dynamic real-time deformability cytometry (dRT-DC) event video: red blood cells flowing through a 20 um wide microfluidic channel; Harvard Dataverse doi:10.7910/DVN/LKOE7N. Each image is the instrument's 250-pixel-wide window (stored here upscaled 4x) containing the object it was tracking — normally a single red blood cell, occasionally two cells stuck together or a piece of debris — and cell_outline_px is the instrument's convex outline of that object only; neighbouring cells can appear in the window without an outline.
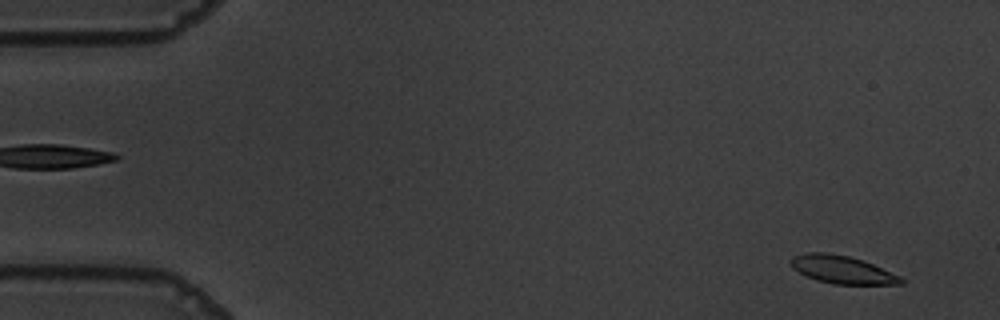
{"species": "common noctule bat (a hibernating species)", "species_latin": "Nyctalus noctula", "temperature_condition": "warm", "stored_images_in_passage": 56, "camera_frame_rate_fps": 3000, "um_per_image_px": 0.085, "animal": {"sex": "male", "body_mass_g": 19.5, "forearm_length_mm": 54.6}, "frame": {"image": 1, "passage_image": 3, "time_ms": 0.667, "image_size_px": [1000, 320], "cell_outline_px": [[904, 284], [832, 284], [816, 280], [792, 268], [792, 256], [808, 252], [828, 252], [848, 256], [864, 260], [900, 276], [904, 280]], "centroid_in_image_um": [71.6, 22.91], "position_along_channel_um": 13.4, "area_um2": 17.8}}
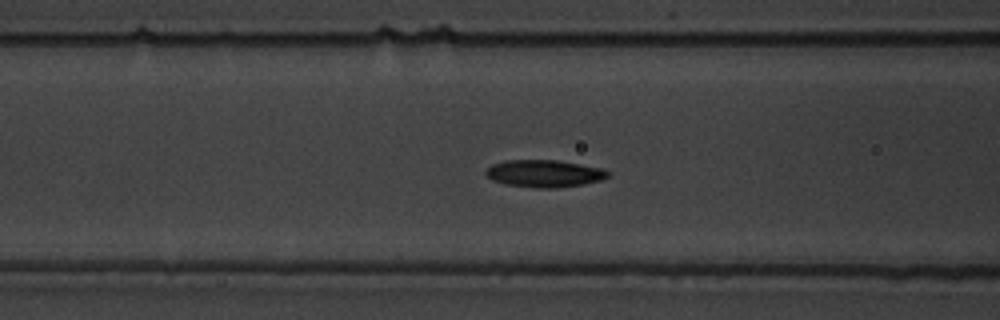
{"frame": {"image": 2, "passage_image": 22, "time_ms": 7.0, "image_size_px": [1000, 320], "cell_outline_px": [[608, 176], [600, 180], [584, 184], [556, 188], [536, 188], [504, 184], [492, 180], [484, 172], [492, 164], [504, 160], [556, 160], [580, 164], [600, 168], [608, 172]], "centroid_in_image_um": [46.22, 14.75], "position_along_channel_um": 120.4, "area_um2": 19.31}}
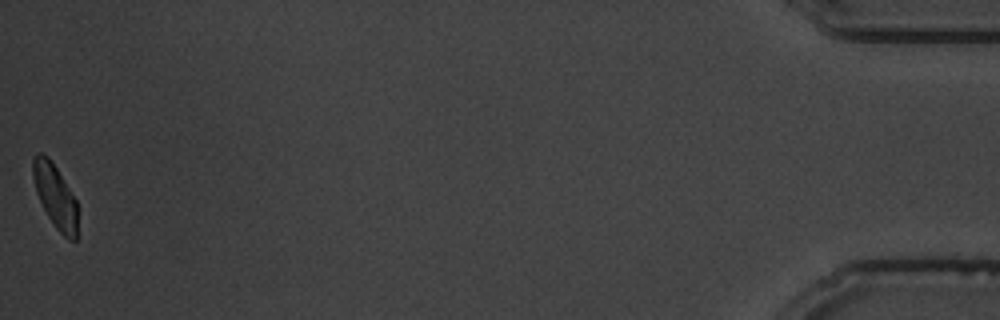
{"frame": {"image": 3, "passage_image": 56, "time_ms": 18.333, "image_size_px": [1000, 320], "cell_outline_px": [[76, 240], [68, 240], [56, 228], [48, 216], [36, 192], [32, 176], [32, 160], [36, 152], [40, 152], [48, 156], [56, 168], [76, 200]], "centroid_in_image_um": [4.65, 16.63], "position_along_channel_um": 430.5, "area_um2": 16.24}, "authors_computed_cell_mechanics": {"area_um2": 18.5538, "velocity_mm_per_s": 3.5752, "shape_relaxation_time_tau1_ms": 5.0058, "shape_relaxation_time_tau2_ms": 2.156, "deformation_change_tau1": 0.1478, "deformation_change_tau2": 0.0805}}